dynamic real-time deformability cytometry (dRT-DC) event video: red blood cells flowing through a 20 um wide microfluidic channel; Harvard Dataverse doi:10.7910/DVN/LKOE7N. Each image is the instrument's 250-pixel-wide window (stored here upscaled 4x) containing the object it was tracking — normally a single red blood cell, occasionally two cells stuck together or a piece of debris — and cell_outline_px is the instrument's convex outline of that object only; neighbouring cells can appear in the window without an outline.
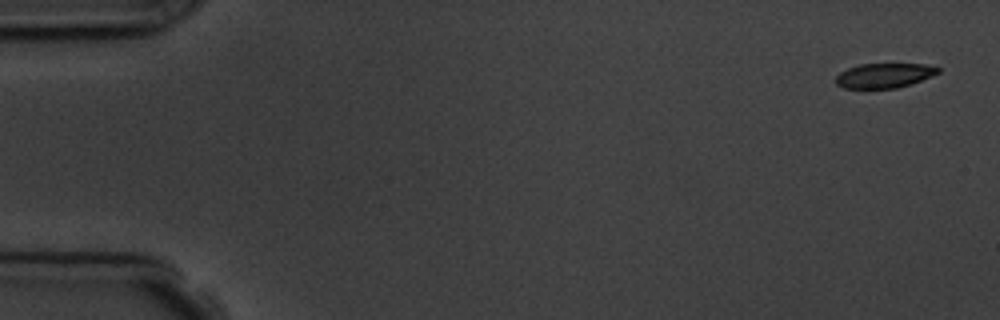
{"species": "common noctule bat (a hibernating species)", "species_latin": "Nyctalus noctula", "temperature_condition": "room temperature", "stored_images_in_passage": 5, "camera_frame_rate_fps": 3000, "um_per_image_px": 0.085, "animal": {"sex": "male", "body_mass_g": 19.5, "forearm_length_mm": 54.6}, "frame": {"image": 1, "passage_image": 1, "time_ms": 0.0, "image_size_px": [1000, 320], "cell_outline_px": [[940, 72], [932, 76], [896, 88], [844, 88], [836, 84], [836, 76], [840, 72], [848, 68], [860, 64], [924, 64], [940, 68]], "centroid_in_image_um": [75.14, 6.41], "position_along_channel_um": 9.9, "area_um2": 14.51}}
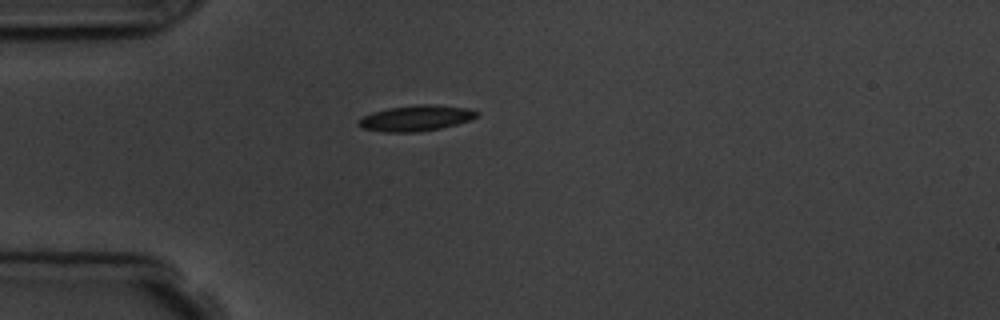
{"frame": {"image": 2, "passage_image": 4, "time_ms": 4.333, "image_size_px": [1000, 320], "cell_outline_px": [[480, 112], [476, 116], [468, 120], [456, 124], [440, 128], [416, 132], [384, 132], [360, 128], [356, 124], [364, 116], [372, 112], [388, 108], [416, 104], [428, 104], [468, 108]], "centroid_in_image_um": [35.32, 10.04], "position_along_channel_um": 49.7, "area_um2": 17.63}}